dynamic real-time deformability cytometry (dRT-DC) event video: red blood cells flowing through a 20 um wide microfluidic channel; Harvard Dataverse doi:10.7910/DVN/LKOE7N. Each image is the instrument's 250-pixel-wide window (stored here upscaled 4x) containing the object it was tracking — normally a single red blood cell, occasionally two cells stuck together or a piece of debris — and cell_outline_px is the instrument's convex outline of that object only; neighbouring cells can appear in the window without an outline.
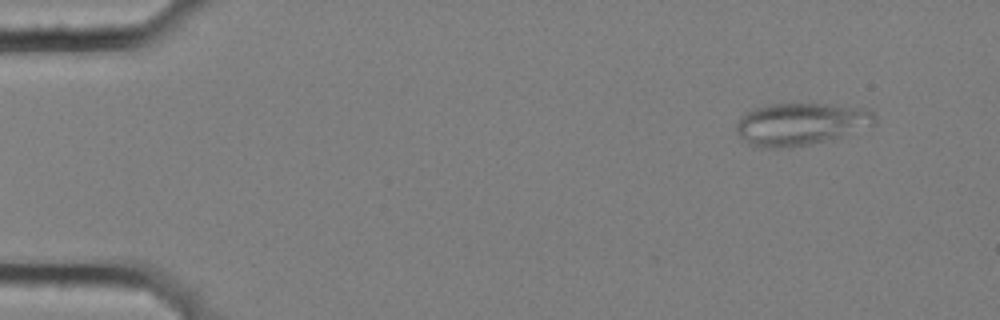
{"species": "common noctule bat (a hibernating species)", "species_latin": "Nyctalus noctula", "temperature_condition": "cold", "stored_images_in_passage": 5, "camera_frame_rate_fps": 3000, "um_per_image_px": 0.085, "animal": {"sex": "female", "body_mass_g": 25.1}, "frame": {"image": 1, "passage_image": 2, "time_ms": 0.333, "image_size_px": [1000, 320], "cell_outline_px": [[876, 124], [840, 136], [808, 144], [788, 148], [760, 148], [748, 144], [736, 132], [736, 124], [748, 112], [756, 108], [768, 104], [836, 104], [872, 108], [876, 116]], "centroid_in_image_um": [68.11, 10.53], "position_along_channel_um": 16.9, "area_um2": 34.16}}